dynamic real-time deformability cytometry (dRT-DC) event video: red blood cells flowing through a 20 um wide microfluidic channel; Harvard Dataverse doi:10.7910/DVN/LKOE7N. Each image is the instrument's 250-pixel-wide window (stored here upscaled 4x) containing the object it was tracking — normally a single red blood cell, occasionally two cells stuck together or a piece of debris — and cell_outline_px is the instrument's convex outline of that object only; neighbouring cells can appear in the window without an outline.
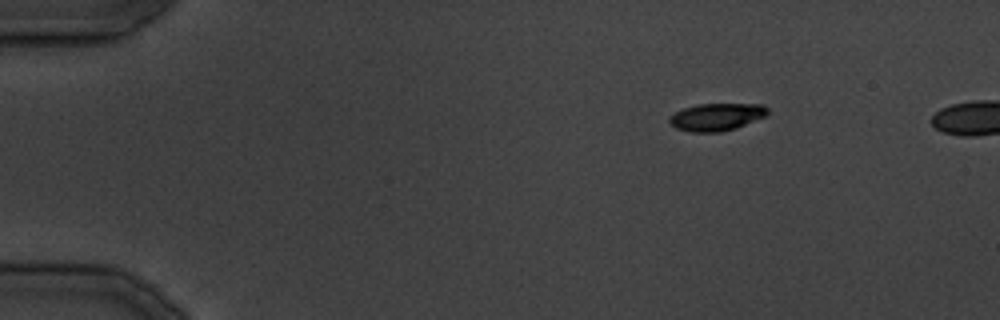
{"species": "common noctule bat (a hibernating species)", "species_latin": "Nyctalus noctula", "temperature_condition": "cold", "stored_images_in_passage": 30, "camera_frame_rate_fps": 3000, "um_per_image_px": 0.085, "animal": {"sex": "male", "body_mass_g": 19.5, "forearm_length_mm": 54.6}, "frame": {"image": 1, "passage_image": 1, "time_ms": 0.0, "image_size_px": [1000, 320], "cell_outline_px": [[768, 112], [764, 116], [736, 128], [720, 132], [688, 132], [676, 128], [668, 120], [668, 116], [684, 108], [700, 104], [764, 104], [768, 108]], "centroid_in_image_um": [60.89, 9.94], "position_along_channel_um": 24.1, "area_um2": 15.61}}
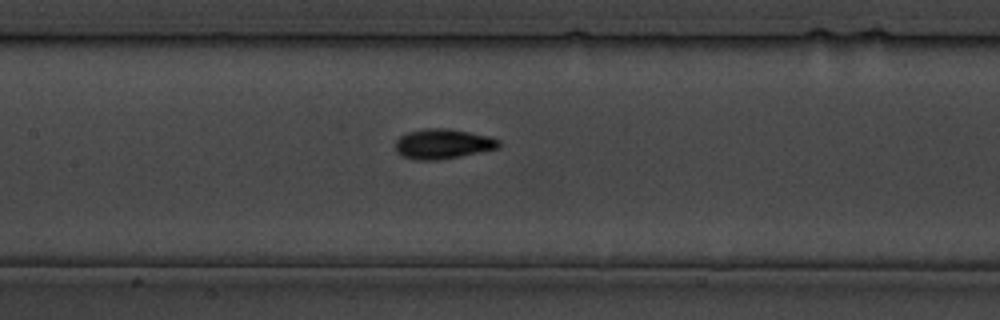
{"frame": {"image": 2, "passage_image": 13, "time_ms": 14.667, "image_size_px": [1000, 320], "cell_outline_px": [[500, 148], [460, 156], [436, 160], [416, 160], [404, 156], [396, 152], [396, 140], [400, 136], [408, 132], [424, 128], [448, 128], [488, 136], [500, 140]], "centroid_in_image_um": [37.64, 12.23], "position_along_channel_um": 169.8, "area_um2": 17.98}}
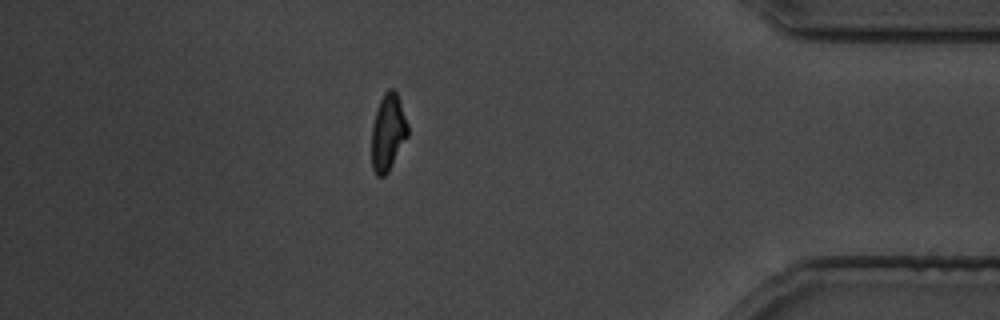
{"frame": {"image": 3, "passage_image": 27, "time_ms": 31.667, "image_size_px": [1000, 320], "cell_outline_px": [[408, 136], [388, 172], [384, 176], [376, 176], [372, 168], [372, 124], [380, 100], [384, 92], [388, 88], [392, 88], [396, 92], [408, 124]], "centroid_in_image_um": [32.97, 11.26], "position_along_channel_um": 402.2, "area_um2": 16.07}}